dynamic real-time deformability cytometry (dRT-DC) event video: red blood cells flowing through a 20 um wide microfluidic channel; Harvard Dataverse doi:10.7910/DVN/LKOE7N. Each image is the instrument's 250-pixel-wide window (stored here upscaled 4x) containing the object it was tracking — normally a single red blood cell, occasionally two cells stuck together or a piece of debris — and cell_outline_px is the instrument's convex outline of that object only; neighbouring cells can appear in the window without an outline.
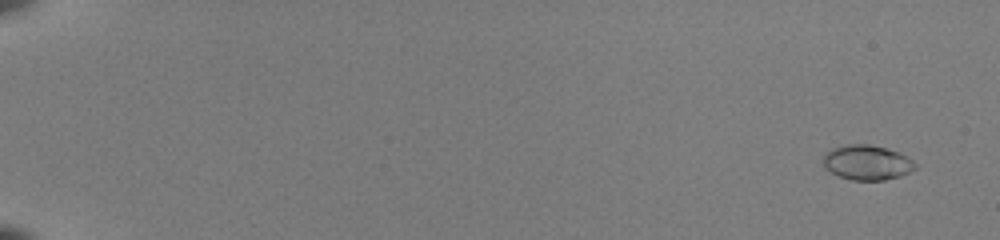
{"species": "common noctule bat (a hibernating species)", "species_latin": "Nyctalus noctula", "temperature_condition": "room temperature", "stored_images_in_passage": 55, "camera_frame_rate_fps": 3000, "um_per_image_px": 0.085, "animal": {"sex": "female", "body_mass_g": 22.0, "forearm_length_mm": 56.7}, "frame": {"image": 1, "passage_image": 4, "time_ms": 1.0, "image_size_px": [1000, 240], "cell_outline_px": [[916, 168], [900, 176], [884, 180], [852, 180], [840, 176], [824, 168], [824, 156], [832, 148], [848, 144], [868, 144], [900, 152], [908, 156], [916, 164]], "centroid_in_image_um": [73.72, 13.81], "position_along_channel_um": 11.3, "area_um2": 18.55}}
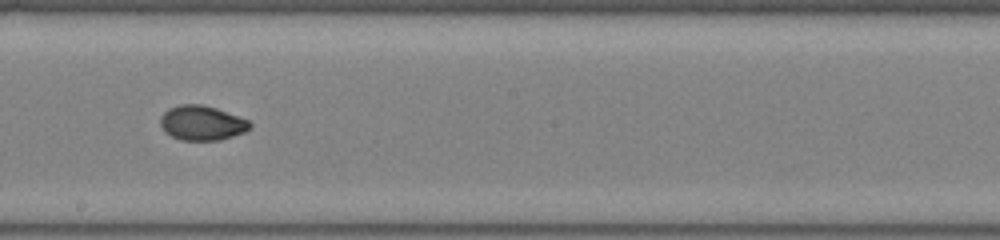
{"frame": {"image": 2, "passage_image": 35, "time_ms": 11.333, "image_size_px": [1000, 240], "cell_outline_px": [[252, 124], [244, 132], [220, 140], [180, 140], [164, 132], [160, 124], [160, 116], [168, 108], [180, 104], [204, 104], [216, 108], [248, 120]], "centroid_in_image_um": [17.12, 10.44], "position_along_channel_um": 231.1, "area_um2": 18.09}}
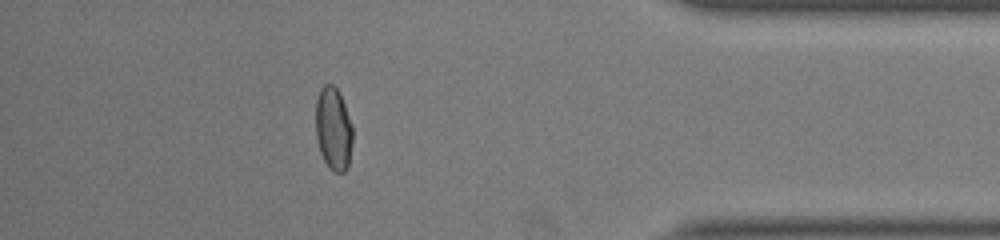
{"frame": {"image": 3, "passage_image": 50, "time_ms": 16.333, "image_size_px": [1000, 240], "cell_outline_px": [[352, 144], [348, 168], [344, 172], [332, 172], [328, 168], [320, 152], [316, 136], [316, 100], [320, 88], [324, 84], [332, 84], [336, 88], [344, 104], [352, 124]], "centroid_in_image_um": [28.33, 10.98], "position_along_channel_um": 406.9, "area_um2": 17.98}, "authors_computed_cell_mechanics": {"area_um2": 18.0336, "velocity_mm_per_s": 4.0165, "shape_relaxation_time_tau1_ms": 6.3102, "shape_relaxation_time_tau2_ms": 1.5372, "deformation_change_tau1": 0.2068, "deformation_change_tau2": 0.0414}}